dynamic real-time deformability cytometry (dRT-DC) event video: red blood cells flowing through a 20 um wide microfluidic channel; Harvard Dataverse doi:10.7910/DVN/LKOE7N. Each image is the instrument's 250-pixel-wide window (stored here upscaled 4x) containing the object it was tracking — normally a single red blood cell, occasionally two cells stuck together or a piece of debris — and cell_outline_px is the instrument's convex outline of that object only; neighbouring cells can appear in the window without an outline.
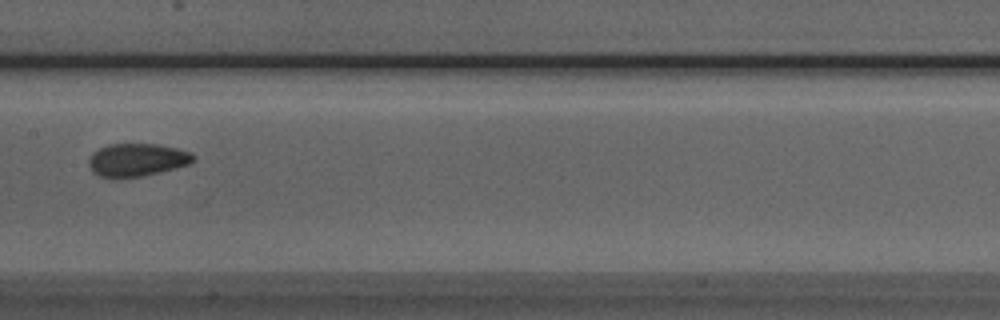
{"species": "Egyptian fruit bat (a non-hibernating species)", "species_latin": "Rousettus aegyptiacus", "temperature_condition": "room temperature", "stored_images_in_passage": 8, "camera_frame_rate_fps": 3000, "um_per_image_px": 0.085, "animal": {"sex": "male"}, "frame": {"image": 1, "passage_image": 8, "time_ms": 8.0, "image_size_px": [1000, 320], "cell_outline_px": [[196, 160], [188, 164], [160, 172], [140, 176], [112, 180], [100, 176], [92, 172], [88, 164], [88, 160], [92, 152], [108, 144], [156, 144], [176, 148], [192, 152], [196, 156]], "centroid_in_image_um": [11.61, 13.6], "position_along_channel_um": 195.8, "area_um2": 20.4}}